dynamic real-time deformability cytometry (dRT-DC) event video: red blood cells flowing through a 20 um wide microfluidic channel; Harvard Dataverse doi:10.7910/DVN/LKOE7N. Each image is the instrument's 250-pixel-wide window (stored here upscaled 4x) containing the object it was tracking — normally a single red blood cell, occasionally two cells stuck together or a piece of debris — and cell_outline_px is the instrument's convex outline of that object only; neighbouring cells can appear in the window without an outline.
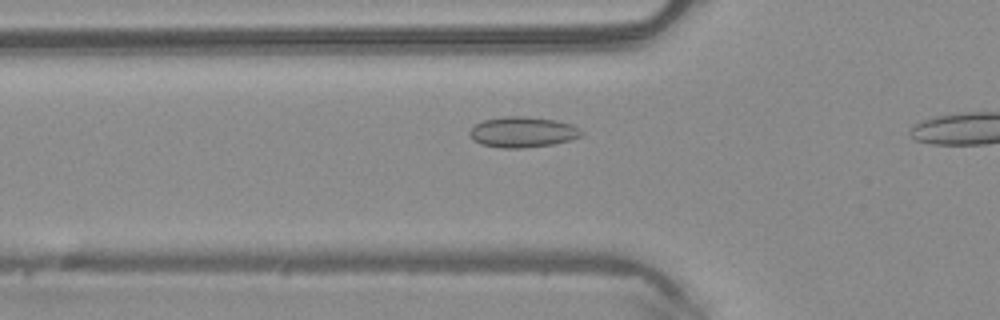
{"species": "common noctule bat (a hibernating species)", "species_latin": "Nyctalus noctula", "temperature_condition": "warm", "stored_images_in_passage": 14, "camera_frame_rate_fps": 3000, "um_per_image_px": 0.085, "animal": {"sex": "male", "body_mass_g": 20.4}, "frame": {"image": 1, "passage_image": 12, "time_ms": 3.667, "image_size_px": [1000, 320], "cell_outline_px": [[584, 136], [572, 140], [552, 144], [520, 148], [504, 148], [480, 144], [472, 140], [468, 132], [476, 124], [484, 120], [504, 116], [524, 116], [556, 120], [572, 124], [580, 128], [584, 132]], "centroid_in_image_um": [44.46, 11.22], "position_along_channel_um": 81.3, "area_um2": 20.11}}